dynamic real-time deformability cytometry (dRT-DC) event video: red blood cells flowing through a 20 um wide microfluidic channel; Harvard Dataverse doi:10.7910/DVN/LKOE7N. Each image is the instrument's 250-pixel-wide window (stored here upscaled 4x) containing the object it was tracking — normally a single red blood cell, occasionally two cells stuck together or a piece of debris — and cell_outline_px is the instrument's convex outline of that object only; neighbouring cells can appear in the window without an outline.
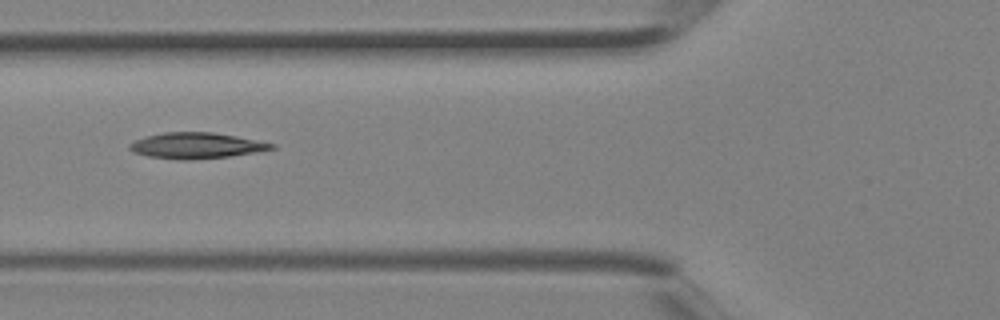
{"species": "Egyptian fruit bat (a non-hibernating species)", "species_latin": "Rousettus aegyptiacus", "temperature_condition": "room temperature", "stored_images_in_passage": 3, "camera_frame_rate_fps": 3000, "um_per_image_px": 0.085, "animal": {"sex": "female"}, "frame": {"image": 1, "passage_image": 3, "time_ms": 0.667, "image_size_px": [1000, 320], "cell_outline_px": [[276, 148], [256, 152], [228, 156], [188, 160], [180, 160], [148, 156], [132, 152], [128, 148], [128, 144], [144, 136], [164, 132], [212, 132], [236, 136], [276, 144]], "centroid_in_image_um": [16.65, 12.37], "position_along_channel_um": 109.2, "area_um2": 21.39}}